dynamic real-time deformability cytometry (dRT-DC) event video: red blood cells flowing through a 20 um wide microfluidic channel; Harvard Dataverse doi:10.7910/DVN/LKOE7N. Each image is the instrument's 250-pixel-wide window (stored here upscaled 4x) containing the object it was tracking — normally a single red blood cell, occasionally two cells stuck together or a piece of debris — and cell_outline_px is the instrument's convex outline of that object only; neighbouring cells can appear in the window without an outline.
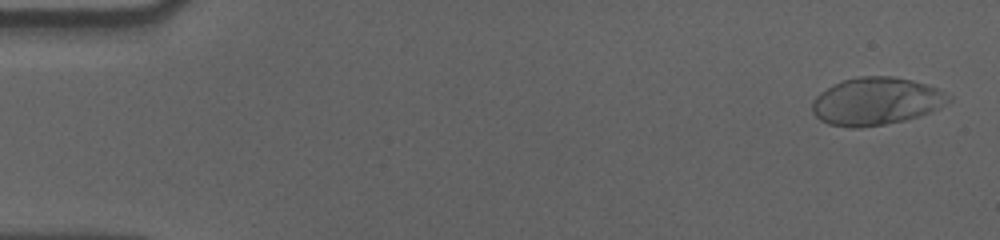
{"species": "human", "species_latin": "Homo sapiens", "temperature_condition": "cold", "stored_images_in_passage": 57, "camera_frame_rate_fps": 3000, "um_per_image_px": 0.085, "donor": {"sex": "male"}, "frame": {"image": 1, "passage_image": 2, "time_ms": 0.333, "image_size_px": [1000, 240], "cell_outline_px": [[952, 100], [940, 108], [904, 120], [884, 124], [860, 128], [852, 128], [828, 124], [820, 120], [812, 112], [812, 100], [820, 92], [844, 80], [860, 76], [892, 76], [912, 80], [936, 88], [952, 96]], "centroid_in_image_um": [74.46, 8.61], "position_along_channel_um": 10.5, "area_um2": 37.63}}
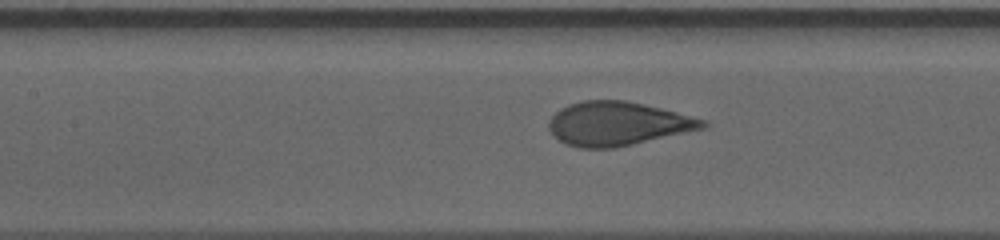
{"frame": {"image": 2, "passage_image": 26, "time_ms": 8.333, "image_size_px": [1000, 240], "cell_outline_px": [[708, 124], [704, 128], [632, 144], [612, 148], [576, 148], [564, 144], [552, 136], [548, 128], [548, 120], [560, 108], [568, 104], [584, 100], [624, 100], [644, 104], [676, 112], [704, 120]], "centroid_in_image_um": [52.41, 10.52], "position_along_channel_um": 155.0, "area_um2": 39.19}}
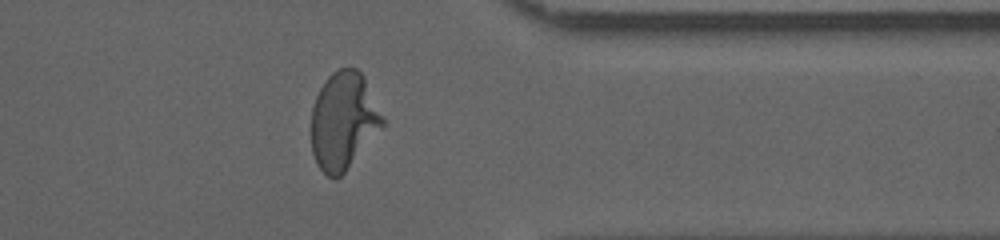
{"frame": {"image": 3, "passage_image": 46, "time_ms": 15.0, "image_size_px": [1000, 240], "cell_outline_px": [[384, 124], [344, 172], [336, 180], [332, 180], [316, 164], [312, 152], [312, 108], [316, 96], [320, 88], [328, 76], [332, 72], [340, 68], [356, 68], [364, 76], [384, 120]], "centroid_in_image_um": [29.17, 10.27], "position_along_channel_um": 382.2, "area_um2": 39.88}, "authors_computed_cell_mechanics": {"area_um2": 39.3618, "velocity_mm_per_s": 3.5525, "shape_relaxation_time_tau1_ms": 3.8908, "shape_relaxation_time_tau2_ms": null, "deformation_change_tau1": 0.1741, "deformation_change_tau2": null}}